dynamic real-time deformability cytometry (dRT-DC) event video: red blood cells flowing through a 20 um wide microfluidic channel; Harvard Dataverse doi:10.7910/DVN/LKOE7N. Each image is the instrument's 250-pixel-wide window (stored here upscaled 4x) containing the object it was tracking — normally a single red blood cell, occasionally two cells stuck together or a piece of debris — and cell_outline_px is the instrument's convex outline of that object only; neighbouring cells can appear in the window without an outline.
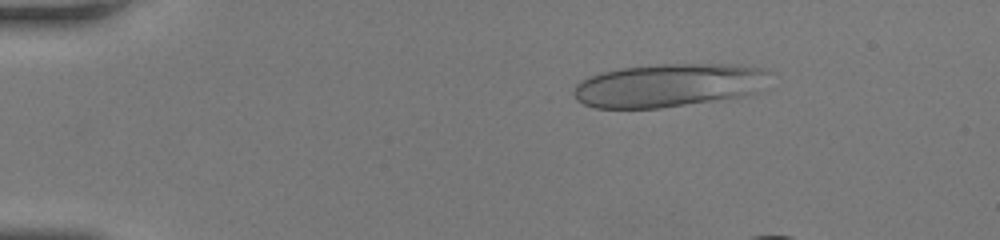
{"species": "human", "species_latin": "Homo sapiens", "temperature_condition": "room temperature", "stored_images_in_passage": 14, "camera_frame_rate_fps": 3000, "um_per_image_px": 0.085, "donor": {"sex": "female"}, "frame": {"image": 1, "passage_image": 3, "time_ms": 0.667, "image_size_px": [1000, 240], "cell_outline_px": [[768, 72], [752, 92], [740, 96], [660, 108], [596, 108], [584, 104], [576, 100], [572, 92], [576, 84], [592, 76], [604, 72], [624, 68], [660, 64], [732, 64], [764, 68]], "centroid_in_image_um": [56.71, 7.25], "position_along_channel_um": 28.3, "area_um2": 48.32}}
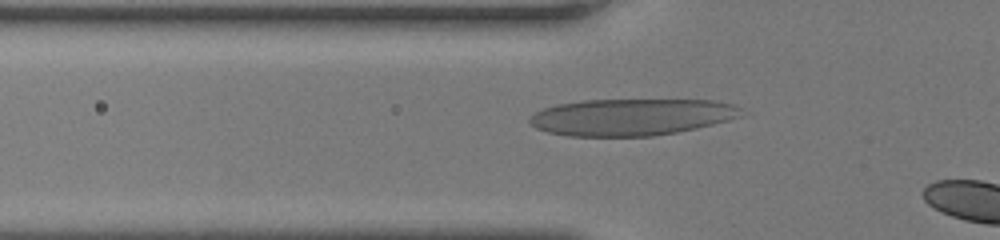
{"frame": {"image": 2, "passage_image": 12, "time_ms": 3.667, "image_size_px": [1000, 240], "cell_outline_px": [[744, 116], [696, 128], [676, 132], [652, 136], [568, 136], [548, 132], [536, 128], [528, 120], [536, 112], [544, 108], [556, 104], [584, 100], [712, 100], [732, 104], [740, 108]], "centroid_in_image_um": [53.67, 9.94], "position_along_channel_um": 72.1, "area_um2": 45.2}}